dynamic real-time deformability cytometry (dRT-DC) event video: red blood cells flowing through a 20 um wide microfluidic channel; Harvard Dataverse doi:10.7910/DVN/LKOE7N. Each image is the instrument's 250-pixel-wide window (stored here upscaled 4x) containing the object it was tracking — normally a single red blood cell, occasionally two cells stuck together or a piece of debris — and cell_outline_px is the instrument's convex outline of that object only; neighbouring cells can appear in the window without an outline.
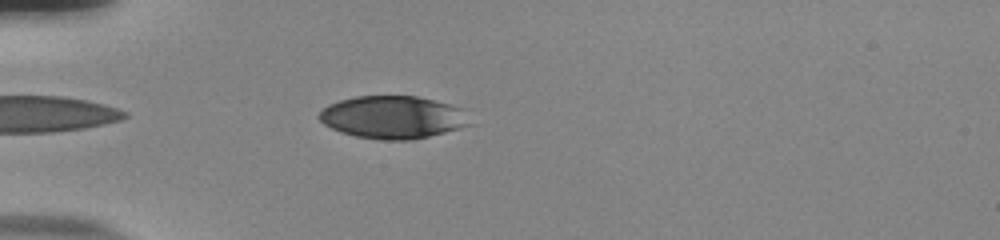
{"species": "human", "species_latin": "Homo sapiens", "temperature_condition": "room temperature", "stored_images_in_passage": 40, "camera_frame_rate_fps": 3000, "um_per_image_px": 0.085, "donor": {"sex": "male"}, "frame": {"image": 1, "passage_image": 3, "time_ms": 0.667, "image_size_px": [1000, 240], "cell_outline_px": [[468, 124], [444, 132], [428, 136], [408, 140], [384, 140], [356, 136], [332, 128], [324, 124], [316, 116], [328, 104], [340, 100], [356, 96], [416, 96], [448, 104], [460, 108]], "centroid_in_image_um": [33.29, 9.95], "position_along_channel_um": 51.7, "area_um2": 36.59}}
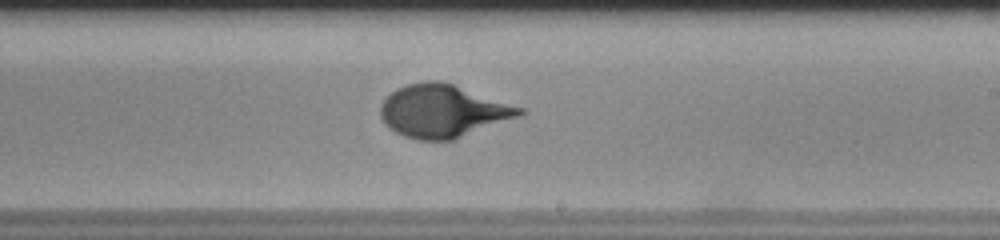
{"frame": {"image": 2, "passage_image": 20, "time_ms": 6.333, "image_size_px": [1000, 240], "cell_outline_px": [[528, 112], [520, 116], [452, 140], [416, 140], [404, 136], [388, 128], [384, 124], [380, 116], [380, 108], [384, 100], [396, 88], [408, 84], [428, 80], [440, 80], [524, 108]], "centroid_in_image_um": [37.63, 9.44], "position_along_channel_um": 251.4, "area_um2": 42.6}}
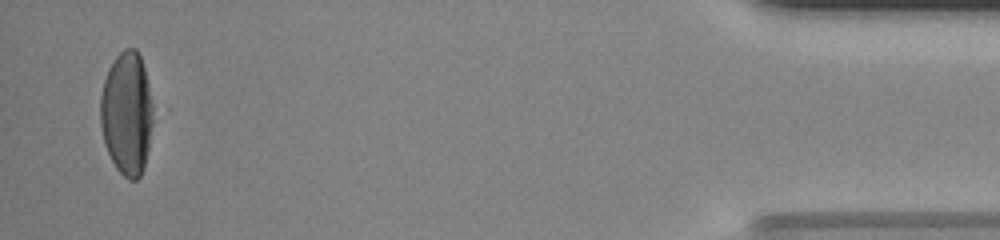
{"frame": {"image": 3, "passage_image": 39, "time_ms": 12.667, "image_size_px": [1000, 240], "cell_outline_px": [[152, 124], [148, 148], [144, 168], [140, 176], [136, 180], [128, 180], [116, 168], [104, 144], [100, 124], [100, 96], [104, 80], [116, 56], [124, 48], [136, 48], [140, 56], [144, 68], [152, 104]], "centroid_in_image_um": [10.76, 9.66], "position_along_channel_um": 424.4, "area_um2": 37.63}}